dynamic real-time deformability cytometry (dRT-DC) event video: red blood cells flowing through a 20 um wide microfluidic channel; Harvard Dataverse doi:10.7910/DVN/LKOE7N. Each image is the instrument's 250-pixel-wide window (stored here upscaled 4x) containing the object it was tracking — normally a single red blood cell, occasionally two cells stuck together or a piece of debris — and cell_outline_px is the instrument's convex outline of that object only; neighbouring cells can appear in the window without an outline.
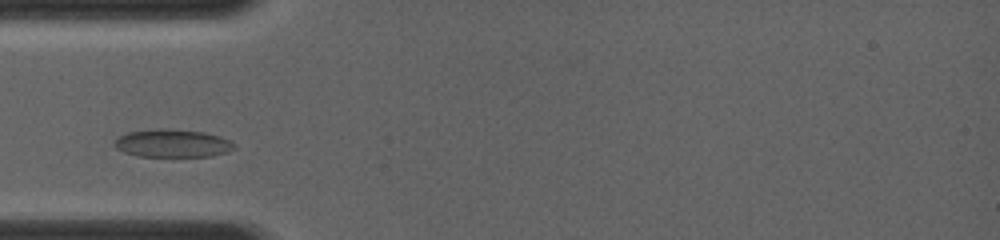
{"species": "common noctule bat (a hibernating species)", "species_latin": "Nyctalus noctula", "temperature_condition": "room temperature", "stored_images_in_passage": 9, "camera_frame_rate_fps": 4000, "um_per_image_px": 0.085, "animal": {"sex": "female", "body_mass_g": 19.0, "forearm_length_mm": 56.7}, "frame": {"image": 1, "passage_image": 4, "time_ms": 1.5, "image_size_px": [1000, 240], "cell_outline_px": [[232, 148], [224, 152], [212, 156], [136, 156], [124, 152], [116, 148], [116, 140], [120, 136], [128, 132], [204, 132], [228, 140], [232, 144]], "centroid_in_image_um": [14.64, 12.25], "position_along_channel_um": 70.4, "area_um2": 17.8}}
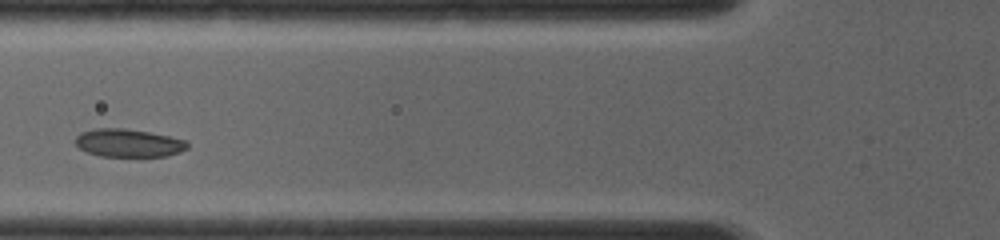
{"frame": {"image": 2, "passage_image": 6, "time_ms": 2.5, "image_size_px": [1000, 240], "cell_outline_px": [[188, 148], [180, 152], [164, 156], [100, 156], [88, 152], [80, 148], [76, 144], [76, 136], [84, 132], [96, 128], [124, 128], [148, 132], [168, 136], [184, 140], [188, 144]], "centroid_in_image_um": [10.92, 12.15], "position_along_channel_um": 114.9, "area_um2": 17.98}}
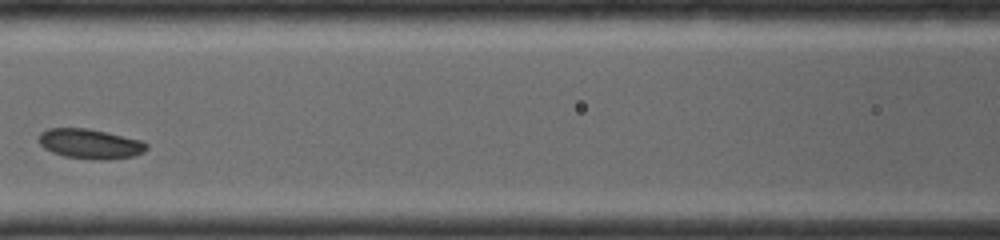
{"frame": {"image": 3, "passage_image": 8, "time_ms": 3.5, "image_size_px": [1000, 240], "cell_outline_px": [[148, 148], [132, 156], [100, 160], [64, 156], [44, 148], [40, 144], [40, 136], [48, 128], [88, 128], [140, 140], [148, 144]], "centroid_in_image_um": [7.66, 12.22], "position_along_channel_um": 158.9, "area_um2": 18.21}}